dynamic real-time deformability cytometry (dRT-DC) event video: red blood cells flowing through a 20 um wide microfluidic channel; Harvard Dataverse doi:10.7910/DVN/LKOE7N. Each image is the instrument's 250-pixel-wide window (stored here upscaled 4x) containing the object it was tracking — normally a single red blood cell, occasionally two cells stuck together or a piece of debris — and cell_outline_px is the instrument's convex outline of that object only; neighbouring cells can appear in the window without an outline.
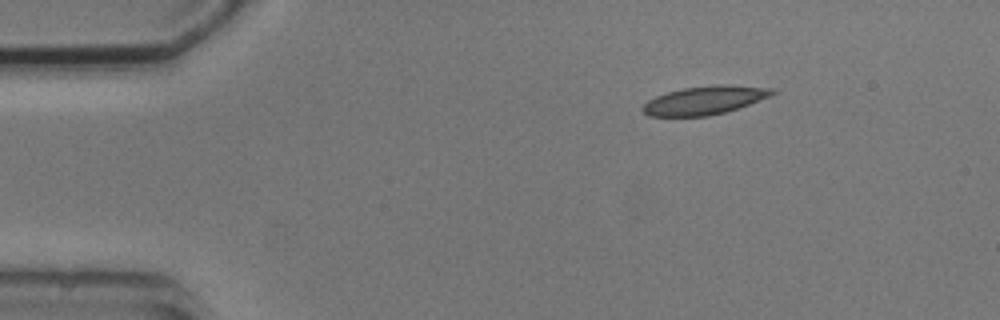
{"species": "common noctule bat (a hibernating species)", "species_latin": "Nyctalus noctula", "temperature_condition": "cold", "stored_images_in_passage": 3, "camera_frame_rate_fps": 3000, "um_per_image_px": 0.085, "animal": {"sex": "male", "body_mass_g": 20.5, "forearm_length_mm": 52.5}, "frame": {"image": 1, "passage_image": 1, "time_ms": 0.0, "image_size_px": [1000, 320], "cell_outline_px": [[776, 92], [768, 96], [748, 104], [724, 112], [708, 116], [648, 116], [640, 108], [648, 100], [656, 96], [668, 92], [684, 88], [716, 84], [728, 84], [776, 88]], "centroid_in_image_um": [59.88, 8.51], "position_along_channel_um": 25.1, "area_um2": 21.33}}